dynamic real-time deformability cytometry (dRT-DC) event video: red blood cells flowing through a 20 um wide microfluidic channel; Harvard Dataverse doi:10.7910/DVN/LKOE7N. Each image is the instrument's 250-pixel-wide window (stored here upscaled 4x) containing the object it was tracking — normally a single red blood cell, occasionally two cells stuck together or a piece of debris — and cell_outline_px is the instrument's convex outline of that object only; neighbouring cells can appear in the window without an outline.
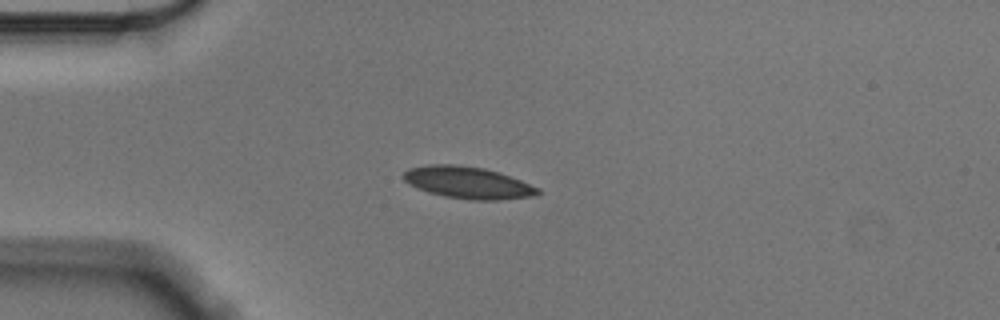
{"species": "Egyptian fruit bat (a non-hibernating species)", "species_latin": "Rousettus aegyptiacus", "temperature_condition": "cold", "stored_images_in_passage": 43, "camera_frame_rate_fps": 3000, "um_per_image_px": 0.085, "animal": {"sex": "male"}, "frame": {"image": 1, "passage_image": 1, "time_ms": 0.0, "image_size_px": [1000, 320], "cell_outline_px": [[540, 192], [532, 196], [500, 200], [472, 200], [444, 196], [428, 192], [416, 188], [408, 184], [400, 176], [408, 168], [428, 164], [456, 164], [484, 168], [500, 172], [540, 188]], "centroid_in_image_um": [39.72, 15.51], "position_along_channel_um": 45.3, "area_um2": 25.2}}
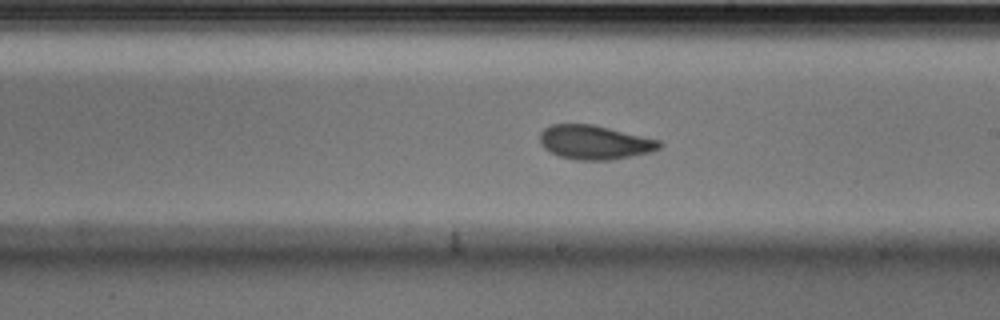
{"frame": {"image": 2, "passage_image": 19, "time_ms": 6.0, "image_size_px": [1000, 320], "cell_outline_px": [[664, 144], [660, 148], [652, 152], [612, 160], [576, 160], [560, 156], [544, 148], [540, 144], [540, 132], [544, 128], [552, 124], [592, 124], [660, 140]], "centroid_in_image_um": [50.56, 12.1], "position_along_channel_um": 238.4, "area_um2": 23.81}}
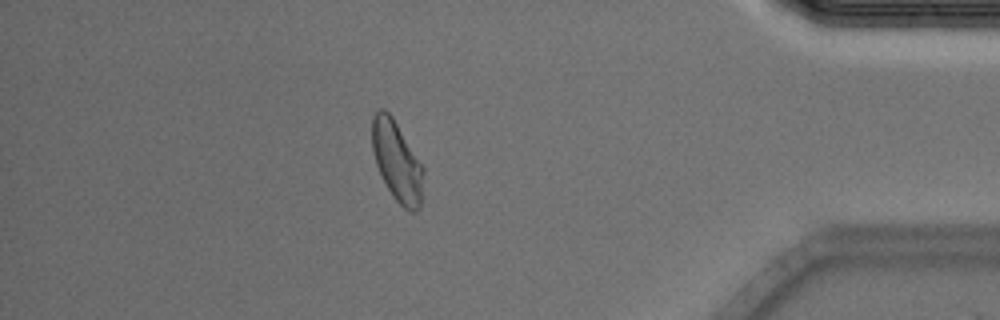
{"frame": {"image": 3, "passage_image": 36, "time_ms": 11.667, "image_size_px": [1000, 320], "cell_outline_px": [[424, 172], [420, 208], [416, 212], [408, 212], [392, 196], [376, 164], [372, 148], [372, 116], [380, 108], [384, 108], [392, 116], [424, 168]], "centroid_in_image_um": [33.75, 13.72], "position_along_channel_um": 401.5, "area_um2": 23.81}, "authors_computed_cell_mechanics": {"area_um2": 23.9292, "velocity_mm_per_s": 3.5338, "shape_relaxation_time_tau1_ms": 5.3257, "shape_relaxation_time_tau2_ms": 1.2762, "deformation_change_tau1": 0.126, "deformation_change_tau2": 0.0515}}